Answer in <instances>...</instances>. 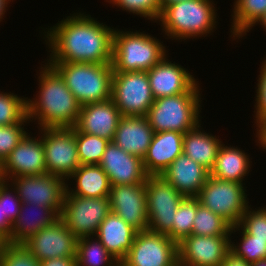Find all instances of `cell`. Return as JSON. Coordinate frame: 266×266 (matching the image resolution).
I'll use <instances>...</instances> for the list:
<instances>
[{"mask_svg":"<svg viewBox=\"0 0 266 266\" xmlns=\"http://www.w3.org/2000/svg\"><path fill=\"white\" fill-rule=\"evenodd\" d=\"M65 17L53 27L42 28V37L49 49V58L45 61L112 64L115 28L86 12L77 11Z\"/></svg>","mask_w":266,"mask_h":266,"instance_id":"obj_1","label":"cell"},{"mask_svg":"<svg viewBox=\"0 0 266 266\" xmlns=\"http://www.w3.org/2000/svg\"><path fill=\"white\" fill-rule=\"evenodd\" d=\"M42 62L45 65H42ZM38 76L37 95L27 98V116L38 128L74 127L81 105L68 89L61 75L47 62L42 61ZM43 66V67H42ZM34 120V121H33Z\"/></svg>","mask_w":266,"mask_h":266,"instance_id":"obj_2","label":"cell"},{"mask_svg":"<svg viewBox=\"0 0 266 266\" xmlns=\"http://www.w3.org/2000/svg\"><path fill=\"white\" fill-rule=\"evenodd\" d=\"M215 6L213 0H185L168 5L157 21L163 37L182 42L211 36L219 25Z\"/></svg>","mask_w":266,"mask_h":266,"instance_id":"obj_3","label":"cell"},{"mask_svg":"<svg viewBox=\"0 0 266 266\" xmlns=\"http://www.w3.org/2000/svg\"><path fill=\"white\" fill-rule=\"evenodd\" d=\"M161 39L140 30L113 32V72H147L168 54Z\"/></svg>","mask_w":266,"mask_h":266,"instance_id":"obj_4","label":"cell"},{"mask_svg":"<svg viewBox=\"0 0 266 266\" xmlns=\"http://www.w3.org/2000/svg\"><path fill=\"white\" fill-rule=\"evenodd\" d=\"M199 82L182 94L154 99L146 118L154 132L176 131L185 133L201 122L203 106Z\"/></svg>","mask_w":266,"mask_h":266,"instance_id":"obj_5","label":"cell"},{"mask_svg":"<svg viewBox=\"0 0 266 266\" xmlns=\"http://www.w3.org/2000/svg\"><path fill=\"white\" fill-rule=\"evenodd\" d=\"M47 63L61 75L81 106L111 98L112 64Z\"/></svg>","mask_w":266,"mask_h":266,"instance_id":"obj_6","label":"cell"},{"mask_svg":"<svg viewBox=\"0 0 266 266\" xmlns=\"http://www.w3.org/2000/svg\"><path fill=\"white\" fill-rule=\"evenodd\" d=\"M245 183L224 181L209 175L197 198L212 212L226 220L232 227L240 223L249 206Z\"/></svg>","mask_w":266,"mask_h":266,"instance_id":"obj_7","label":"cell"},{"mask_svg":"<svg viewBox=\"0 0 266 266\" xmlns=\"http://www.w3.org/2000/svg\"><path fill=\"white\" fill-rule=\"evenodd\" d=\"M38 130L42 137L47 173L67 180L81 165L74 127H48Z\"/></svg>","mask_w":266,"mask_h":266,"instance_id":"obj_8","label":"cell"},{"mask_svg":"<svg viewBox=\"0 0 266 266\" xmlns=\"http://www.w3.org/2000/svg\"><path fill=\"white\" fill-rule=\"evenodd\" d=\"M111 99L122 116H146L154 103L147 72H113Z\"/></svg>","mask_w":266,"mask_h":266,"instance_id":"obj_9","label":"cell"},{"mask_svg":"<svg viewBox=\"0 0 266 266\" xmlns=\"http://www.w3.org/2000/svg\"><path fill=\"white\" fill-rule=\"evenodd\" d=\"M145 184L148 230L165 234L173 240V220L184 196L161 175L148 176Z\"/></svg>","mask_w":266,"mask_h":266,"instance_id":"obj_10","label":"cell"},{"mask_svg":"<svg viewBox=\"0 0 266 266\" xmlns=\"http://www.w3.org/2000/svg\"><path fill=\"white\" fill-rule=\"evenodd\" d=\"M109 213V197H79L66 191L59 218L76 238H81L95 236L101 222Z\"/></svg>","mask_w":266,"mask_h":266,"instance_id":"obj_11","label":"cell"},{"mask_svg":"<svg viewBox=\"0 0 266 266\" xmlns=\"http://www.w3.org/2000/svg\"><path fill=\"white\" fill-rule=\"evenodd\" d=\"M22 203L52 208L59 216L62 211L67 180L57 175H30L7 180Z\"/></svg>","mask_w":266,"mask_h":266,"instance_id":"obj_12","label":"cell"},{"mask_svg":"<svg viewBox=\"0 0 266 266\" xmlns=\"http://www.w3.org/2000/svg\"><path fill=\"white\" fill-rule=\"evenodd\" d=\"M178 244L165 234L137 232L123 266H176Z\"/></svg>","mask_w":266,"mask_h":266,"instance_id":"obj_13","label":"cell"},{"mask_svg":"<svg viewBox=\"0 0 266 266\" xmlns=\"http://www.w3.org/2000/svg\"><path fill=\"white\" fill-rule=\"evenodd\" d=\"M27 133L0 164V179L47 174L42 137Z\"/></svg>","mask_w":266,"mask_h":266,"instance_id":"obj_14","label":"cell"},{"mask_svg":"<svg viewBox=\"0 0 266 266\" xmlns=\"http://www.w3.org/2000/svg\"><path fill=\"white\" fill-rule=\"evenodd\" d=\"M77 238L59 218L51 225L42 228L23 245L39 261L76 257Z\"/></svg>","mask_w":266,"mask_h":266,"instance_id":"obj_15","label":"cell"},{"mask_svg":"<svg viewBox=\"0 0 266 266\" xmlns=\"http://www.w3.org/2000/svg\"><path fill=\"white\" fill-rule=\"evenodd\" d=\"M110 211L137 232L148 230L146 184L111 185Z\"/></svg>","mask_w":266,"mask_h":266,"instance_id":"obj_16","label":"cell"},{"mask_svg":"<svg viewBox=\"0 0 266 266\" xmlns=\"http://www.w3.org/2000/svg\"><path fill=\"white\" fill-rule=\"evenodd\" d=\"M231 236L185 237L178 243V261L190 266H221L230 250Z\"/></svg>","mask_w":266,"mask_h":266,"instance_id":"obj_17","label":"cell"},{"mask_svg":"<svg viewBox=\"0 0 266 266\" xmlns=\"http://www.w3.org/2000/svg\"><path fill=\"white\" fill-rule=\"evenodd\" d=\"M99 166L107 174L111 185L146 183L149 176L143 159L125 152L113 141L107 144Z\"/></svg>","mask_w":266,"mask_h":266,"instance_id":"obj_18","label":"cell"},{"mask_svg":"<svg viewBox=\"0 0 266 266\" xmlns=\"http://www.w3.org/2000/svg\"><path fill=\"white\" fill-rule=\"evenodd\" d=\"M168 57L147 71L154 99L189 92L199 82L187 68Z\"/></svg>","mask_w":266,"mask_h":266,"instance_id":"obj_19","label":"cell"},{"mask_svg":"<svg viewBox=\"0 0 266 266\" xmlns=\"http://www.w3.org/2000/svg\"><path fill=\"white\" fill-rule=\"evenodd\" d=\"M122 118L119 109L110 98L106 101L81 106L75 128L82 133L96 135L113 141Z\"/></svg>","mask_w":266,"mask_h":266,"instance_id":"obj_20","label":"cell"},{"mask_svg":"<svg viewBox=\"0 0 266 266\" xmlns=\"http://www.w3.org/2000/svg\"><path fill=\"white\" fill-rule=\"evenodd\" d=\"M209 175L206 168L183 153L161 174L184 197H197Z\"/></svg>","mask_w":266,"mask_h":266,"instance_id":"obj_21","label":"cell"},{"mask_svg":"<svg viewBox=\"0 0 266 266\" xmlns=\"http://www.w3.org/2000/svg\"><path fill=\"white\" fill-rule=\"evenodd\" d=\"M184 133L176 131L155 132L143 165L149 176H160L183 153Z\"/></svg>","mask_w":266,"mask_h":266,"instance_id":"obj_22","label":"cell"},{"mask_svg":"<svg viewBox=\"0 0 266 266\" xmlns=\"http://www.w3.org/2000/svg\"><path fill=\"white\" fill-rule=\"evenodd\" d=\"M146 116H122L113 142L125 152L143 159L154 136Z\"/></svg>","mask_w":266,"mask_h":266,"instance_id":"obj_23","label":"cell"},{"mask_svg":"<svg viewBox=\"0 0 266 266\" xmlns=\"http://www.w3.org/2000/svg\"><path fill=\"white\" fill-rule=\"evenodd\" d=\"M137 231L110 211L101 222L95 236L107 251L121 263L132 247Z\"/></svg>","mask_w":266,"mask_h":266,"instance_id":"obj_24","label":"cell"},{"mask_svg":"<svg viewBox=\"0 0 266 266\" xmlns=\"http://www.w3.org/2000/svg\"><path fill=\"white\" fill-rule=\"evenodd\" d=\"M35 210L39 212L37 213ZM28 211L31 212L30 214L35 212L37 215L33 214L34 217L29 216ZM59 217L52 208L37 206L32 203H22L19 215L12 225V233L6 242L9 244L23 245L42 228L51 225Z\"/></svg>","mask_w":266,"mask_h":266,"instance_id":"obj_25","label":"cell"},{"mask_svg":"<svg viewBox=\"0 0 266 266\" xmlns=\"http://www.w3.org/2000/svg\"><path fill=\"white\" fill-rule=\"evenodd\" d=\"M200 123L202 121L184 133L183 154L210 172L214 167L218 151L223 142L216 135L206 133Z\"/></svg>","mask_w":266,"mask_h":266,"instance_id":"obj_26","label":"cell"},{"mask_svg":"<svg viewBox=\"0 0 266 266\" xmlns=\"http://www.w3.org/2000/svg\"><path fill=\"white\" fill-rule=\"evenodd\" d=\"M250 155L244 150L235 146H227L224 143L220 146L214 167L210 176L219 180L245 183L251 170ZM248 174V175H247ZM245 179V180H244Z\"/></svg>","mask_w":266,"mask_h":266,"instance_id":"obj_27","label":"cell"},{"mask_svg":"<svg viewBox=\"0 0 266 266\" xmlns=\"http://www.w3.org/2000/svg\"><path fill=\"white\" fill-rule=\"evenodd\" d=\"M66 185L70 195L87 198L109 197L111 188L107 174L99 165H80L67 179Z\"/></svg>","mask_w":266,"mask_h":266,"instance_id":"obj_28","label":"cell"},{"mask_svg":"<svg viewBox=\"0 0 266 266\" xmlns=\"http://www.w3.org/2000/svg\"><path fill=\"white\" fill-rule=\"evenodd\" d=\"M231 12L230 37L236 41L244 38L266 13V0H234Z\"/></svg>","mask_w":266,"mask_h":266,"instance_id":"obj_29","label":"cell"},{"mask_svg":"<svg viewBox=\"0 0 266 266\" xmlns=\"http://www.w3.org/2000/svg\"><path fill=\"white\" fill-rule=\"evenodd\" d=\"M77 266H119V262L107 251L96 236L77 238Z\"/></svg>","mask_w":266,"mask_h":266,"instance_id":"obj_30","label":"cell"},{"mask_svg":"<svg viewBox=\"0 0 266 266\" xmlns=\"http://www.w3.org/2000/svg\"><path fill=\"white\" fill-rule=\"evenodd\" d=\"M235 232L240 233L241 238L240 242L236 241L235 243L231 237L230 250L232 253L249 263L266 259V239H254V236L249 235L239 224L231 228L230 236L237 234Z\"/></svg>","mask_w":266,"mask_h":266,"instance_id":"obj_31","label":"cell"},{"mask_svg":"<svg viewBox=\"0 0 266 266\" xmlns=\"http://www.w3.org/2000/svg\"><path fill=\"white\" fill-rule=\"evenodd\" d=\"M231 228L232 226L226 220L203 206L198 200L192 234L202 236H230Z\"/></svg>","mask_w":266,"mask_h":266,"instance_id":"obj_32","label":"cell"},{"mask_svg":"<svg viewBox=\"0 0 266 266\" xmlns=\"http://www.w3.org/2000/svg\"><path fill=\"white\" fill-rule=\"evenodd\" d=\"M74 133L76 136L80 164L99 165L105 148L110 141L96 135L79 132L75 127Z\"/></svg>","mask_w":266,"mask_h":266,"instance_id":"obj_33","label":"cell"},{"mask_svg":"<svg viewBox=\"0 0 266 266\" xmlns=\"http://www.w3.org/2000/svg\"><path fill=\"white\" fill-rule=\"evenodd\" d=\"M197 207V197H184L179 204L173 220V241L177 244L192 234Z\"/></svg>","mask_w":266,"mask_h":266,"instance_id":"obj_34","label":"cell"},{"mask_svg":"<svg viewBox=\"0 0 266 266\" xmlns=\"http://www.w3.org/2000/svg\"><path fill=\"white\" fill-rule=\"evenodd\" d=\"M27 98L0 90V126L21 123L27 117Z\"/></svg>","mask_w":266,"mask_h":266,"instance_id":"obj_35","label":"cell"},{"mask_svg":"<svg viewBox=\"0 0 266 266\" xmlns=\"http://www.w3.org/2000/svg\"><path fill=\"white\" fill-rule=\"evenodd\" d=\"M105 2L127 13L153 21L152 23H157L162 12L160 0H105Z\"/></svg>","mask_w":266,"mask_h":266,"instance_id":"obj_36","label":"cell"},{"mask_svg":"<svg viewBox=\"0 0 266 266\" xmlns=\"http://www.w3.org/2000/svg\"><path fill=\"white\" fill-rule=\"evenodd\" d=\"M29 123L27 116L21 123L0 126V164L28 133L24 127Z\"/></svg>","mask_w":266,"mask_h":266,"instance_id":"obj_37","label":"cell"},{"mask_svg":"<svg viewBox=\"0 0 266 266\" xmlns=\"http://www.w3.org/2000/svg\"><path fill=\"white\" fill-rule=\"evenodd\" d=\"M263 206L254 209L249 205L239 223L254 239H266V205Z\"/></svg>","mask_w":266,"mask_h":266,"instance_id":"obj_38","label":"cell"},{"mask_svg":"<svg viewBox=\"0 0 266 266\" xmlns=\"http://www.w3.org/2000/svg\"><path fill=\"white\" fill-rule=\"evenodd\" d=\"M0 266H40L24 245L7 243L0 252Z\"/></svg>","mask_w":266,"mask_h":266,"instance_id":"obj_39","label":"cell"},{"mask_svg":"<svg viewBox=\"0 0 266 266\" xmlns=\"http://www.w3.org/2000/svg\"><path fill=\"white\" fill-rule=\"evenodd\" d=\"M259 67L258 82L256 83V96H255V110L253 111L254 125L256 126L255 131L266 122V56L263 58V61Z\"/></svg>","mask_w":266,"mask_h":266,"instance_id":"obj_40","label":"cell"},{"mask_svg":"<svg viewBox=\"0 0 266 266\" xmlns=\"http://www.w3.org/2000/svg\"><path fill=\"white\" fill-rule=\"evenodd\" d=\"M0 197L2 198L3 217L13 224L19 215L22 202L13 186L8 181L1 179Z\"/></svg>","mask_w":266,"mask_h":266,"instance_id":"obj_41","label":"cell"},{"mask_svg":"<svg viewBox=\"0 0 266 266\" xmlns=\"http://www.w3.org/2000/svg\"><path fill=\"white\" fill-rule=\"evenodd\" d=\"M40 266H77L76 257H60L40 262Z\"/></svg>","mask_w":266,"mask_h":266,"instance_id":"obj_42","label":"cell"},{"mask_svg":"<svg viewBox=\"0 0 266 266\" xmlns=\"http://www.w3.org/2000/svg\"><path fill=\"white\" fill-rule=\"evenodd\" d=\"M12 223L3 217L2 198L0 197V234L7 240L12 233Z\"/></svg>","mask_w":266,"mask_h":266,"instance_id":"obj_43","label":"cell"},{"mask_svg":"<svg viewBox=\"0 0 266 266\" xmlns=\"http://www.w3.org/2000/svg\"><path fill=\"white\" fill-rule=\"evenodd\" d=\"M221 266H251V263L246 262L243 258L236 256L230 251Z\"/></svg>","mask_w":266,"mask_h":266,"instance_id":"obj_44","label":"cell"},{"mask_svg":"<svg viewBox=\"0 0 266 266\" xmlns=\"http://www.w3.org/2000/svg\"><path fill=\"white\" fill-rule=\"evenodd\" d=\"M255 135L256 145L263 151H266V122H264L257 130ZM257 138V139H256Z\"/></svg>","mask_w":266,"mask_h":266,"instance_id":"obj_45","label":"cell"},{"mask_svg":"<svg viewBox=\"0 0 266 266\" xmlns=\"http://www.w3.org/2000/svg\"><path fill=\"white\" fill-rule=\"evenodd\" d=\"M14 0H0V22L4 20L5 12L8 11V6L10 5V2H13Z\"/></svg>","mask_w":266,"mask_h":266,"instance_id":"obj_46","label":"cell"},{"mask_svg":"<svg viewBox=\"0 0 266 266\" xmlns=\"http://www.w3.org/2000/svg\"><path fill=\"white\" fill-rule=\"evenodd\" d=\"M185 0H160V4H161V11H163L168 5L177 3V2H182Z\"/></svg>","mask_w":266,"mask_h":266,"instance_id":"obj_47","label":"cell"},{"mask_svg":"<svg viewBox=\"0 0 266 266\" xmlns=\"http://www.w3.org/2000/svg\"><path fill=\"white\" fill-rule=\"evenodd\" d=\"M261 25L262 28H264L265 32H266V13L263 15V17L260 19V21L256 24L257 25Z\"/></svg>","mask_w":266,"mask_h":266,"instance_id":"obj_48","label":"cell"},{"mask_svg":"<svg viewBox=\"0 0 266 266\" xmlns=\"http://www.w3.org/2000/svg\"><path fill=\"white\" fill-rule=\"evenodd\" d=\"M7 242L6 239L0 234V252L4 249Z\"/></svg>","mask_w":266,"mask_h":266,"instance_id":"obj_49","label":"cell"},{"mask_svg":"<svg viewBox=\"0 0 266 266\" xmlns=\"http://www.w3.org/2000/svg\"><path fill=\"white\" fill-rule=\"evenodd\" d=\"M251 266H266V259H262L257 262L251 263Z\"/></svg>","mask_w":266,"mask_h":266,"instance_id":"obj_50","label":"cell"},{"mask_svg":"<svg viewBox=\"0 0 266 266\" xmlns=\"http://www.w3.org/2000/svg\"><path fill=\"white\" fill-rule=\"evenodd\" d=\"M176 266H190V265H187V264H184V263L177 261Z\"/></svg>","mask_w":266,"mask_h":266,"instance_id":"obj_51","label":"cell"}]
</instances>
